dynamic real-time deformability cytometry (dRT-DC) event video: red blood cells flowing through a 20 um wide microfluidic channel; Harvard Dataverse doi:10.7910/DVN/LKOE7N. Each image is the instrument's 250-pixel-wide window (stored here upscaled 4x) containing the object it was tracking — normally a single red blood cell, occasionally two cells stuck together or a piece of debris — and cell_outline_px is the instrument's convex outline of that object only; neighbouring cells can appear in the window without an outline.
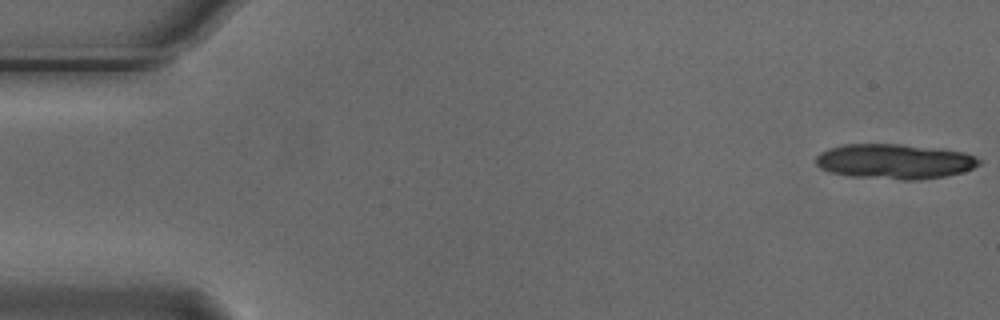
{"species": "Egyptian fruit bat (a non-hibernating species)", "species_latin": "Rousettus aegyptiacus", "temperature_condition": "cold", "stored_images_in_passage": 8, "camera_frame_rate_fps": 3000, "um_per_image_px": 0.085, "animal": {"sex": "male"}, "frame": {"image": 1, "passage_image": 1, "time_ms": 0.0, "image_size_px": [1000, 320], "cell_outline_px": [[984, 160], [980, 164], [964, 172], [948, 176], [920, 180], [900, 180], [848, 176], [828, 172], [820, 168], [816, 164], [816, 156], [820, 152], [828, 148], [844, 144], [900, 144], [940, 148], [964, 152], [976, 156]], "centroid_in_image_um": [76.07, 13.73], "position_along_channel_um": 8.9, "area_um2": 33.93}}